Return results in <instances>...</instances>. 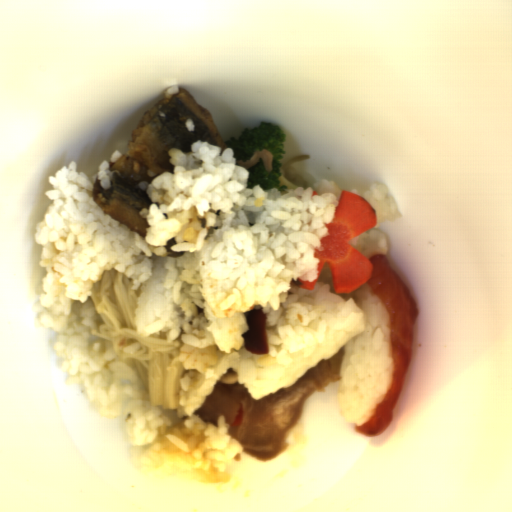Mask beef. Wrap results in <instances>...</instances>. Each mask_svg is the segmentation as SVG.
<instances>
[{
	"label": "beef",
	"mask_w": 512,
	"mask_h": 512,
	"mask_svg": "<svg viewBox=\"0 0 512 512\" xmlns=\"http://www.w3.org/2000/svg\"><path fill=\"white\" fill-rule=\"evenodd\" d=\"M343 359L341 348L328 360L319 361L301 377L261 399L253 398L239 381L222 383L218 380L201 406L194 409V415L210 425H217L223 416L227 435L236 440L242 451L262 461L274 460L287 450L288 438L308 399L340 379ZM241 404L243 422L231 428L230 423Z\"/></svg>",
	"instance_id": "1"
},
{
	"label": "beef",
	"mask_w": 512,
	"mask_h": 512,
	"mask_svg": "<svg viewBox=\"0 0 512 512\" xmlns=\"http://www.w3.org/2000/svg\"><path fill=\"white\" fill-rule=\"evenodd\" d=\"M260 158L263 162V165H264L266 171L271 172L273 170L272 164H273L274 156L269 149L259 150V151L255 152L252 156H250L245 161H242L240 159H235V162L239 167H242L247 170V169L251 168L252 166H254L255 164H257L259 162Z\"/></svg>",
	"instance_id": "2"
}]
</instances>
